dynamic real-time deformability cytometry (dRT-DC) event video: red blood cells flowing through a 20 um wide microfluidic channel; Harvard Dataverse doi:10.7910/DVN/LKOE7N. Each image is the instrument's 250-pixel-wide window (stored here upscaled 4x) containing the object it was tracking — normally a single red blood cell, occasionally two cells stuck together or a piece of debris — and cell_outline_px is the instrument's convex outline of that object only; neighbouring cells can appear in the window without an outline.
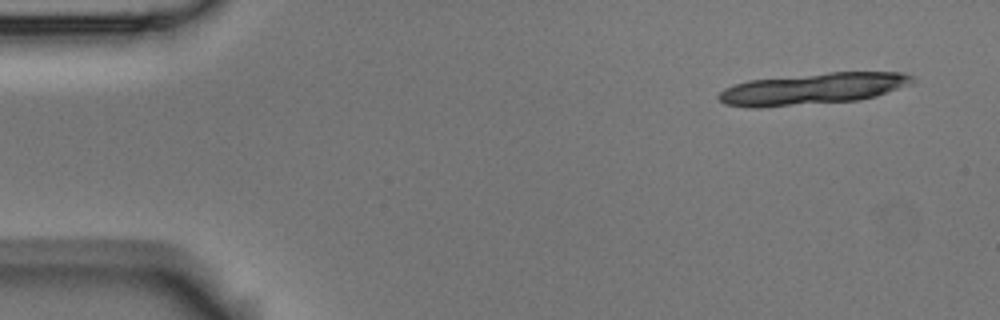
{"species": "Egyptian fruit bat (a non-hibernating species)", "species_latin": "Rousettus aegyptiacus", "temperature_condition": "room temperature", "stored_images_in_passage": 5, "segment_of_instrument_passage": [1, 3], "camera_frame_rate_fps": 3000, "um_per_image_px": 0.085, "animal": {"sex": "male"}, "frame": {"image": 1, "passage_image": 1, "time_ms": 0.0, "image_size_px": [1000, 320], "cell_outline_px": [[916, 80], [912, 84], [876, 96], [860, 100], [760, 108], [748, 108], [724, 104], [716, 96], [724, 88], [732, 84], [748, 80], [828, 72], [904, 72], [912, 76]], "centroid_in_image_um": [69.06, 7.55], "position_along_channel_um": 15.9, "area_um2": 36.01}}